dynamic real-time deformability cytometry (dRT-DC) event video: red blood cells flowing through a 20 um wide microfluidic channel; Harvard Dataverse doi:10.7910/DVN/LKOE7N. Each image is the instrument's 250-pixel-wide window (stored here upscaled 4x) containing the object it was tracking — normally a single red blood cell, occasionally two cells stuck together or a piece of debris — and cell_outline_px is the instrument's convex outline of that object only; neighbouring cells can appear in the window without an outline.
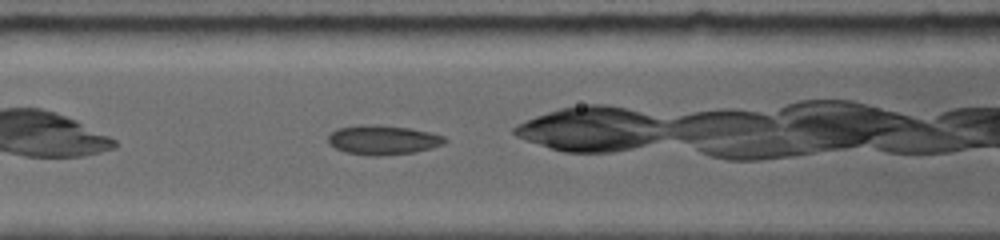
{"species": "common noctule bat (a hibernating species)", "species_latin": "Nyctalus noctula", "temperature_condition": "room temperature", "stored_images_in_passage": 30, "camera_frame_rate_fps": 5000, "um_per_image_px": 0.085, "animal": {"sex": "female", "body_mass_g": 19.0, "forearm_length_mm": 56.7}, "frame": {"image": 1, "passage_image": 5, "time_ms": 1.6, "image_size_px": [1000, 240], "cell_outline_px": [[448, 140], [444, 144], [412, 152], [380, 156], [372, 156], [344, 152], [336, 148], [328, 140], [328, 136], [336, 128], [360, 124], [376, 124], [412, 128], [432, 132], [444, 136]], "centroid_in_image_um": [32.55, 11.87], "position_along_channel_um": 134.0, "area_um2": 20.11}}